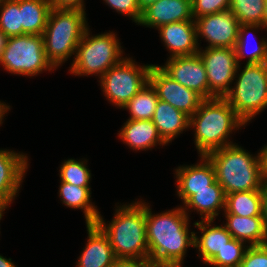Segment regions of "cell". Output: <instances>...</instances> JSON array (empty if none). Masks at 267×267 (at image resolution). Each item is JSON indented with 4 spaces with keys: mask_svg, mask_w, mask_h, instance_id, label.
Listing matches in <instances>:
<instances>
[{
    "mask_svg": "<svg viewBox=\"0 0 267 267\" xmlns=\"http://www.w3.org/2000/svg\"><path fill=\"white\" fill-rule=\"evenodd\" d=\"M145 221L149 260L158 267L183 263L187 248L194 247L195 233L188 229L189 215L183 207L153 214L145 202Z\"/></svg>",
    "mask_w": 267,
    "mask_h": 267,
    "instance_id": "obj_1",
    "label": "cell"
},
{
    "mask_svg": "<svg viewBox=\"0 0 267 267\" xmlns=\"http://www.w3.org/2000/svg\"><path fill=\"white\" fill-rule=\"evenodd\" d=\"M100 214L96 224L107 235L116 258L149 259L145 202L117 206L109 224Z\"/></svg>",
    "mask_w": 267,
    "mask_h": 267,
    "instance_id": "obj_2",
    "label": "cell"
},
{
    "mask_svg": "<svg viewBox=\"0 0 267 267\" xmlns=\"http://www.w3.org/2000/svg\"><path fill=\"white\" fill-rule=\"evenodd\" d=\"M245 122L224 98L204 99L190 117L194 128V141L200 156L234 144L229 141L232 131L245 126Z\"/></svg>",
    "mask_w": 267,
    "mask_h": 267,
    "instance_id": "obj_3",
    "label": "cell"
},
{
    "mask_svg": "<svg viewBox=\"0 0 267 267\" xmlns=\"http://www.w3.org/2000/svg\"><path fill=\"white\" fill-rule=\"evenodd\" d=\"M252 155L236 143L206 155L213 164L216 180L225 195L262 190L265 180L260 152L256 156Z\"/></svg>",
    "mask_w": 267,
    "mask_h": 267,
    "instance_id": "obj_4",
    "label": "cell"
},
{
    "mask_svg": "<svg viewBox=\"0 0 267 267\" xmlns=\"http://www.w3.org/2000/svg\"><path fill=\"white\" fill-rule=\"evenodd\" d=\"M85 11L51 8L42 33L47 60L56 69L68 60L88 26Z\"/></svg>",
    "mask_w": 267,
    "mask_h": 267,
    "instance_id": "obj_5",
    "label": "cell"
},
{
    "mask_svg": "<svg viewBox=\"0 0 267 267\" xmlns=\"http://www.w3.org/2000/svg\"><path fill=\"white\" fill-rule=\"evenodd\" d=\"M113 32L91 35L87 27L69 69L75 76H99L120 63L124 57L121 43ZM97 74V75H96Z\"/></svg>",
    "mask_w": 267,
    "mask_h": 267,
    "instance_id": "obj_6",
    "label": "cell"
},
{
    "mask_svg": "<svg viewBox=\"0 0 267 267\" xmlns=\"http://www.w3.org/2000/svg\"><path fill=\"white\" fill-rule=\"evenodd\" d=\"M235 85L224 99L235 110L236 114L247 124L257 114L267 108V62L246 63L237 76Z\"/></svg>",
    "mask_w": 267,
    "mask_h": 267,
    "instance_id": "obj_7",
    "label": "cell"
},
{
    "mask_svg": "<svg viewBox=\"0 0 267 267\" xmlns=\"http://www.w3.org/2000/svg\"><path fill=\"white\" fill-rule=\"evenodd\" d=\"M0 65L8 73L31 77L55 69L47 60L42 35L32 34L7 38Z\"/></svg>",
    "mask_w": 267,
    "mask_h": 267,
    "instance_id": "obj_8",
    "label": "cell"
},
{
    "mask_svg": "<svg viewBox=\"0 0 267 267\" xmlns=\"http://www.w3.org/2000/svg\"><path fill=\"white\" fill-rule=\"evenodd\" d=\"M153 64L138 65L125 57L101 77L103 94L110 103L123 108L145 85L149 83V72Z\"/></svg>",
    "mask_w": 267,
    "mask_h": 267,
    "instance_id": "obj_9",
    "label": "cell"
},
{
    "mask_svg": "<svg viewBox=\"0 0 267 267\" xmlns=\"http://www.w3.org/2000/svg\"><path fill=\"white\" fill-rule=\"evenodd\" d=\"M198 54L206 69L209 91L219 98H224L234 81L238 62L235 48H205Z\"/></svg>",
    "mask_w": 267,
    "mask_h": 267,
    "instance_id": "obj_10",
    "label": "cell"
},
{
    "mask_svg": "<svg viewBox=\"0 0 267 267\" xmlns=\"http://www.w3.org/2000/svg\"><path fill=\"white\" fill-rule=\"evenodd\" d=\"M149 83L155 89L159 100L191 117L204 100L195 91L186 88L167 75L158 65H152Z\"/></svg>",
    "mask_w": 267,
    "mask_h": 267,
    "instance_id": "obj_11",
    "label": "cell"
},
{
    "mask_svg": "<svg viewBox=\"0 0 267 267\" xmlns=\"http://www.w3.org/2000/svg\"><path fill=\"white\" fill-rule=\"evenodd\" d=\"M194 21L197 41L201 36L205 38L209 43L206 48H235L240 23L230 10L201 16Z\"/></svg>",
    "mask_w": 267,
    "mask_h": 267,
    "instance_id": "obj_12",
    "label": "cell"
},
{
    "mask_svg": "<svg viewBox=\"0 0 267 267\" xmlns=\"http://www.w3.org/2000/svg\"><path fill=\"white\" fill-rule=\"evenodd\" d=\"M159 67L173 80L195 91L203 99L216 98L209 91L206 69L199 54L171 57L165 65Z\"/></svg>",
    "mask_w": 267,
    "mask_h": 267,
    "instance_id": "obj_13",
    "label": "cell"
},
{
    "mask_svg": "<svg viewBox=\"0 0 267 267\" xmlns=\"http://www.w3.org/2000/svg\"><path fill=\"white\" fill-rule=\"evenodd\" d=\"M28 156L0 149V204L9 208L28 169Z\"/></svg>",
    "mask_w": 267,
    "mask_h": 267,
    "instance_id": "obj_14",
    "label": "cell"
},
{
    "mask_svg": "<svg viewBox=\"0 0 267 267\" xmlns=\"http://www.w3.org/2000/svg\"><path fill=\"white\" fill-rule=\"evenodd\" d=\"M161 40L170 52V57L191 56L200 49L194 20L173 22L158 28Z\"/></svg>",
    "mask_w": 267,
    "mask_h": 267,
    "instance_id": "obj_15",
    "label": "cell"
},
{
    "mask_svg": "<svg viewBox=\"0 0 267 267\" xmlns=\"http://www.w3.org/2000/svg\"><path fill=\"white\" fill-rule=\"evenodd\" d=\"M200 157V163L175 169L177 194L183 204L196 190L210 189V185L216 181L213 164L206 156Z\"/></svg>",
    "mask_w": 267,
    "mask_h": 267,
    "instance_id": "obj_16",
    "label": "cell"
},
{
    "mask_svg": "<svg viewBox=\"0 0 267 267\" xmlns=\"http://www.w3.org/2000/svg\"><path fill=\"white\" fill-rule=\"evenodd\" d=\"M194 20L191 0H157L142 11L138 25L158 29L160 26Z\"/></svg>",
    "mask_w": 267,
    "mask_h": 267,
    "instance_id": "obj_17",
    "label": "cell"
},
{
    "mask_svg": "<svg viewBox=\"0 0 267 267\" xmlns=\"http://www.w3.org/2000/svg\"><path fill=\"white\" fill-rule=\"evenodd\" d=\"M88 239L77 267H111L117 259L107 235L96 223L86 224Z\"/></svg>",
    "mask_w": 267,
    "mask_h": 267,
    "instance_id": "obj_18",
    "label": "cell"
},
{
    "mask_svg": "<svg viewBox=\"0 0 267 267\" xmlns=\"http://www.w3.org/2000/svg\"><path fill=\"white\" fill-rule=\"evenodd\" d=\"M118 137L135 151H146L157 144L162 146L167 144L159 135L152 120L128 119L120 129Z\"/></svg>",
    "mask_w": 267,
    "mask_h": 267,
    "instance_id": "obj_19",
    "label": "cell"
},
{
    "mask_svg": "<svg viewBox=\"0 0 267 267\" xmlns=\"http://www.w3.org/2000/svg\"><path fill=\"white\" fill-rule=\"evenodd\" d=\"M214 220H201L194 222L195 227L200 230L201 237L194 233V247L199 250L202 261L207 264L219 251H221L226 243L233 237L224 225L216 226Z\"/></svg>",
    "mask_w": 267,
    "mask_h": 267,
    "instance_id": "obj_20",
    "label": "cell"
},
{
    "mask_svg": "<svg viewBox=\"0 0 267 267\" xmlns=\"http://www.w3.org/2000/svg\"><path fill=\"white\" fill-rule=\"evenodd\" d=\"M224 226L237 240L248 242L249 246L267 244V230L262 216L241 217L234 214H224Z\"/></svg>",
    "mask_w": 267,
    "mask_h": 267,
    "instance_id": "obj_21",
    "label": "cell"
},
{
    "mask_svg": "<svg viewBox=\"0 0 267 267\" xmlns=\"http://www.w3.org/2000/svg\"><path fill=\"white\" fill-rule=\"evenodd\" d=\"M152 121L167 144L185 129L190 128L189 116L161 100H158Z\"/></svg>",
    "mask_w": 267,
    "mask_h": 267,
    "instance_id": "obj_22",
    "label": "cell"
},
{
    "mask_svg": "<svg viewBox=\"0 0 267 267\" xmlns=\"http://www.w3.org/2000/svg\"><path fill=\"white\" fill-rule=\"evenodd\" d=\"M185 205V206H184ZM183 210H196L201 220H214L221 209H225V194L217 180L210 185V189L196 190L184 203Z\"/></svg>",
    "mask_w": 267,
    "mask_h": 267,
    "instance_id": "obj_23",
    "label": "cell"
},
{
    "mask_svg": "<svg viewBox=\"0 0 267 267\" xmlns=\"http://www.w3.org/2000/svg\"><path fill=\"white\" fill-rule=\"evenodd\" d=\"M91 188L74 186L67 182L60 181L59 195L65 206L72 209L84 210L86 224L96 223L100 212L91 202Z\"/></svg>",
    "mask_w": 267,
    "mask_h": 267,
    "instance_id": "obj_24",
    "label": "cell"
},
{
    "mask_svg": "<svg viewBox=\"0 0 267 267\" xmlns=\"http://www.w3.org/2000/svg\"><path fill=\"white\" fill-rule=\"evenodd\" d=\"M51 6L48 0H20L21 24L26 34L42 35Z\"/></svg>",
    "mask_w": 267,
    "mask_h": 267,
    "instance_id": "obj_25",
    "label": "cell"
},
{
    "mask_svg": "<svg viewBox=\"0 0 267 267\" xmlns=\"http://www.w3.org/2000/svg\"><path fill=\"white\" fill-rule=\"evenodd\" d=\"M225 214L262 216V191L250 190L225 195Z\"/></svg>",
    "mask_w": 267,
    "mask_h": 267,
    "instance_id": "obj_26",
    "label": "cell"
},
{
    "mask_svg": "<svg viewBox=\"0 0 267 267\" xmlns=\"http://www.w3.org/2000/svg\"><path fill=\"white\" fill-rule=\"evenodd\" d=\"M158 100L155 89L148 83L122 109L129 110L130 120H152Z\"/></svg>",
    "mask_w": 267,
    "mask_h": 267,
    "instance_id": "obj_27",
    "label": "cell"
},
{
    "mask_svg": "<svg viewBox=\"0 0 267 267\" xmlns=\"http://www.w3.org/2000/svg\"><path fill=\"white\" fill-rule=\"evenodd\" d=\"M261 28L265 27L261 25L240 24L238 40L235 46L238 65L240 64L239 60L246 57L245 49L247 48L248 45L246 41V35L250 33L252 30H253L252 32H254V30ZM261 40H259L255 49L251 50L249 54L247 52L248 60L246 61V63L251 64V63L267 62V39L265 40L264 38H262Z\"/></svg>",
    "mask_w": 267,
    "mask_h": 267,
    "instance_id": "obj_28",
    "label": "cell"
},
{
    "mask_svg": "<svg viewBox=\"0 0 267 267\" xmlns=\"http://www.w3.org/2000/svg\"><path fill=\"white\" fill-rule=\"evenodd\" d=\"M264 7L265 0H230L229 10L240 24L263 26Z\"/></svg>",
    "mask_w": 267,
    "mask_h": 267,
    "instance_id": "obj_29",
    "label": "cell"
},
{
    "mask_svg": "<svg viewBox=\"0 0 267 267\" xmlns=\"http://www.w3.org/2000/svg\"><path fill=\"white\" fill-rule=\"evenodd\" d=\"M0 30L9 38L25 35L21 24L20 0L0 3Z\"/></svg>",
    "mask_w": 267,
    "mask_h": 267,
    "instance_id": "obj_30",
    "label": "cell"
},
{
    "mask_svg": "<svg viewBox=\"0 0 267 267\" xmlns=\"http://www.w3.org/2000/svg\"><path fill=\"white\" fill-rule=\"evenodd\" d=\"M87 160H75L68 159L64 160L60 167V181L70 183L74 186L91 188L90 180L91 173L89 168L86 166Z\"/></svg>",
    "mask_w": 267,
    "mask_h": 267,
    "instance_id": "obj_31",
    "label": "cell"
},
{
    "mask_svg": "<svg viewBox=\"0 0 267 267\" xmlns=\"http://www.w3.org/2000/svg\"><path fill=\"white\" fill-rule=\"evenodd\" d=\"M245 244L243 241L232 238L207 264L213 267H240L248 248Z\"/></svg>",
    "mask_w": 267,
    "mask_h": 267,
    "instance_id": "obj_32",
    "label": "cell"
},
{
    "mask_svg": "<svg viewBox=\"0 0 267 267\" xmlns=\"http://www.w3.org/2000/svg\"><path fill=\"white\" fill-rule=\"evenodd\" d=\"M193 18L229 10L230 0H191Z\"/></svg>",
    "mask_w": 267,
    "mask_h": 267,
    "instance_id": "obj_33",
    "label": "cell"
},
{
    "mask_svg": "<svg viewBox=\"0 0 267 267\" xmlns=\"http://www.w3.org/2000/svg\"><path fill=\"white\" fill-rule=\"evenodd\" d=\"M240 267H267V244L248 246Z\"/></svg>",
    "mask_w": 267,
    "mask_h": 267,
    "instance_id": "obj_34",
    "label": "cell"
},
{
    "mask_svg": "<svg viewBox=\"0 0 267 267\" xmlns=\"http://www.w3.org/2000/svg\"><path fill=\"white\" fill-rule=\"evenodd\" d=\"M103 1H105L106 5L108 4L109 7L114 9L116 12L132 18L131 20L137 23V25L139 24L142 17V11L138 6L137 0H103Z\"/></svg>",
    "mask_w": 267,
    "mask_h": 267,
    "instance_id": "obj_35",
    "label": "cell"
},
{
    "mask_svg": "<svg viewBox=\"0 0 267 267\" xmlns=\"http://www.w3.org/2000/svg\"><path fill=\"white\" fill-rule=\"evenodd\" d=\"M111 267H158L149 259L117 258Z\"/></svg>",
    "mask_w": 267,
    "mask_h": 267,
    "instance_id": "obj_36",
    "label": "cell"
},
{
    "mask_svg": "<svg viewBox=\"0 0 267 267\" xmlns=\"http://www.w3.org/2000/svg\"><path fill=\"white\" fill-rule=\"evenodd\" d=\"M54 9H78L85 11L84 0H48Z\"/></svg>",
    "mask_w": 267,
    "mask_h": 267,
    "instance_id": "obj_37",
    "label": "cell"
},
{
    "mask_svg": "<svg viewBox=\"0 0 267 267\" xmlns=\"http://www.w3.org/2000/svg\"><path fill=\"white\" fill-rule=\"evenodd\" d=\"M261 191H262V217L264 219L265 228L267 230V181L264 182Z\"/></svg>",
    "mask_w": 267,
    "mask_h": 267,
    "instance_id": "obj_38",
    "label": "cell"
},
{
    "mask_svg": "<svg viewBox=\"0 0 267 267\" xmlns=\"http://www.w3.org/2000/svg\"><path fill=\"white\" fill-rule=\"evenodd\" d=\"M260 158L264 180L267 181V145L260 150Z\"/></svg>",
    "mask_w": 267,
    "mask_h": 267,
    "instance_id": "obj_39",
    "label": "cell"
},
{
    "mask_svg": "<svg viewBox=\"0 0 267 267\" xmlns=\"http://www.w3.org/2000/svg\"><path fill=\"white\" fill-rule=\"evenodd\" d=\"M10 106H8L5 102L0 101V125L3 123L2 120L6 113H8Z\"/></svg>",
    "mask_w": 267,
    "mask_h": 267,
    "instance_id": "obj_40",
    "label": "cell"
},
{
    "mask_svg": "<svg viewBox=\"0 0 267 267\" xmlns=\"http://www.w3.org/2000/svg\"><path fill=\"white\" fill-rule=\"evenodd\" d=\"M0 267H16L11 258L7 259L0 255Z\"/></svg>",
    "mask_w": 267,
    "mask_h": 267,
    "instance_id": "obj_41",
    "label": "cell"
},
{
    "mask_svg": "<svg viewBox=\"0 0 267 267\" xmlns=\"http://www.w3.org/2000/svg\"><path fill=\"white\" fill-rule=\"evenodd\" d=\"M7 36L0 30V58L2 56V51L6 46Z\"/></svg>",
    "mask_w": 267,
    "mask_h": 267,
    "instance_id": "obj_42",
    "label": "cell"
},
{
    "mask_svg": "<svg viewBox=\"0 0 267 267\" xmlns=\"http://www.w3.org/2000/svg\"><path fill=\"white\" fill-rule=\"evenodd\" d=\"M138 6L140 7L141 11H143L146 7L155 3L157 0H137Z\"/></svg>",
    "mask_w": 267,
    "mask_h": 267,
    "instance_id": "obj_43",
    "label": "cell"
},
{
    "mask_svg": "<svg viewBox=\"0 0 267 267\" xmlns=\"http://www.w3.org/2000/svg\"><path fill=\"white\" fill-rule=\"evenodd\" d=\"M263 26L265 27L267 31V0H265Z\"/></svg>",
    "mask_w": 267,
    "mask_h": 267,
    "instance_id": "obj_44",
    "label": "cell"
},
{
    "mask_svg": "<svg viewBox=\"0 0 267 267\" xmlns=\"http://www.w3.org/2000/svg\"><path fill=\"white\" fill-rule=\"evenodd\" d=\"M183 263H172V264H167V265H164L162 267H182Z\"/></svg>",
    "mask_w": 267,
    "mask_h": 267,
    "instance_id": "obj_45",
    "label": "cell"
},
{
    "mask_svg": "<svg viewBox=\"0 0 267 267\" xmlns=\"http://www.w3.org/2000/svg\"><path fill=\"white\" fill-rule=\"evenodd\" d=\"M6 210V208L0 204V215L3 214V212Z\"/></svg>",
    "mask_w": 267,
    "mask_h": 267,
    "instance_id": "obj_46",
    "label": "cell"
}]
</instances>
